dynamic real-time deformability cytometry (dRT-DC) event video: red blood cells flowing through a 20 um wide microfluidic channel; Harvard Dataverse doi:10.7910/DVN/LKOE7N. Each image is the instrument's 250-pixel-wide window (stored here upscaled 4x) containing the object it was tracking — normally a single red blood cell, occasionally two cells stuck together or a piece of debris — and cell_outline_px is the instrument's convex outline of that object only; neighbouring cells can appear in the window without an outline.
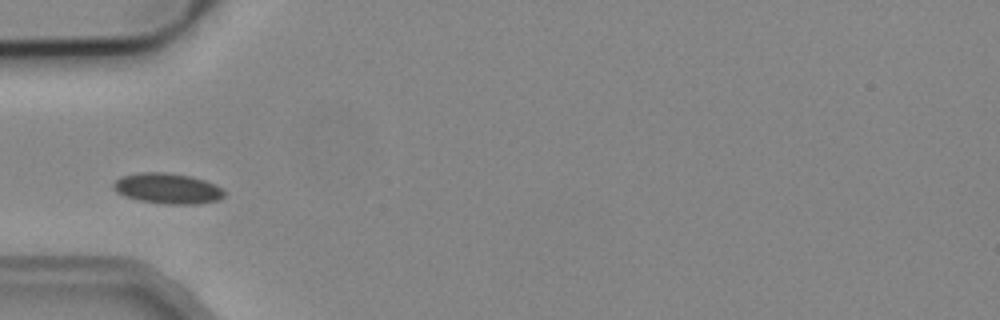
{"species": "common noctule bat (a hibernating species)", "species_latin": "Nyctalus noctula", "temperature_condition": "cold", "stored_images_in_passage": 4, "camera_frame_rate_fps": 3000, "um_per_image_px": 0.085, "animal": {"sex": "male", "body_mass_g": 19.2, "forearm_length_mm": 51.8}, "frame": {"image": 1, "passage_image": 4, "time_ms": 1.0, "image_size_px": [1000, 320], "cell_outline_px": [[224, 196], [216, 200], [200, 204], [164, 204], [140, 200], [124, 196], [116, 192], [112, 188], [112, 184], [120, 176], [140, 172], [164, 172], [192, 176], [204, 180], [220, 188], [224, 192]], "centroid_in_image_um": [14.19, 16.01], "position_along_channel_um": 70.8, "area_um2": 19.71}}